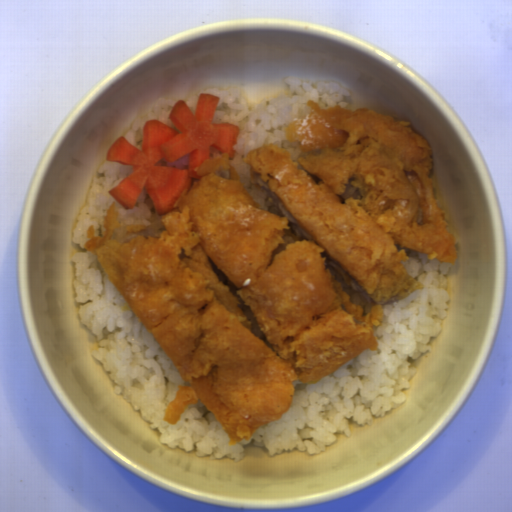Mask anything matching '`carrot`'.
<instances>
[{
  "label": "carrot",
  "mask_w": 512,
  "mask_h": 512,
  "mask_svg": "<svg viewBox=\"0 0 512 512\" xmlns=\"http://www.w3.org/2000/svg\"><path fill=\"white\" fill-rule=\"evenodd\" d=\"M221 97L209 92L198 95L195 113L184 99L177 100L168 119L180 131L151 119L142 127L140 149L123 135L110 145L106 160L132 166V172L109 195L127 210H134L145 188L158 216L171 212L183 189H191L200 165L211 160V147L229 160L237 150L239 125L213 122Z\"/></svg>",
  "instance_id": "1"
}]
</instances>
